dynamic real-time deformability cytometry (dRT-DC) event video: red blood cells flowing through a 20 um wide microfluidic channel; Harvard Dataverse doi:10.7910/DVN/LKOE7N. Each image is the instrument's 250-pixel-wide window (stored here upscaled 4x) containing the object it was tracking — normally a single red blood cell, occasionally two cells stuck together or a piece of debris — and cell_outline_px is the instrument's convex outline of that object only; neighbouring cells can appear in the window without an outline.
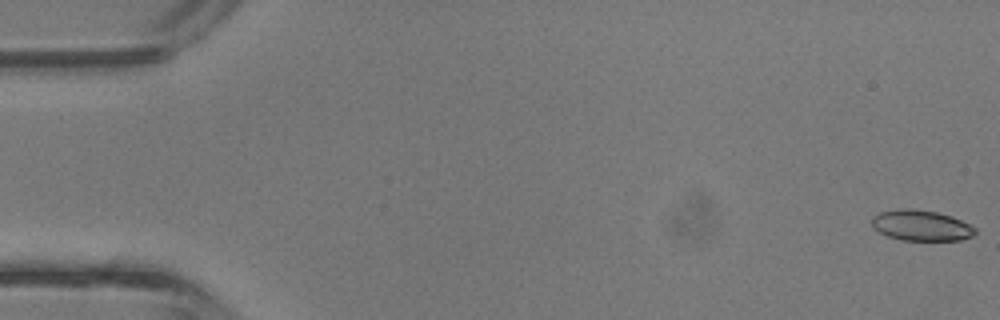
{"species": "common noctule bat (a hibernating species)", "species_latin": "Nyctalus noctula", "temperature_condition": "room temperature", "stored_images_in_passage": 4, "camera_frame_rate_fps": 3000, "um_per_image_px": 0.085, "animal": {"sex": "male", "body_mass_g": 13.3}, "frame": {"image": 1, "passage_image": 1, "time_ms": 0.0, "image_size_px": [1000, 320], "cell_outline_px": [[976, 232], [972, 236], [960, 240], [900, 240], [888, 236], [872, 228], [872, 216], [880, 212], [900, 208], [912, 208], [936, 212], [952, 216], [976, 228]], "centroid_in_image_um": [78.27, 19.16], "position_along_channel_um": 6.7, "area_um2": 18.5}}
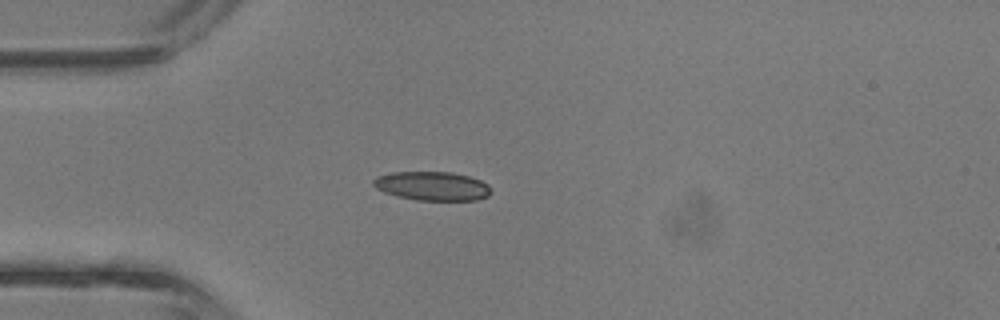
{"frame": {"image": 2, "passage_image": 4, "time_ms": 1.0, "image_size_px": [1000, 320], "cell_outline_px": [[492, 192], [488, 196], [476, 200], [416, 200], [396, 196], [384, 192], [376, 188], [372, 184], [372, 180], [376, 176], [392, 172], [452, 172], [468, 176], [480, 180], [488, 184]], "centroid_in_image_um": [36.72, 15.81], "position_along_channel_um": 48.3, "area_um2": 19.94}}